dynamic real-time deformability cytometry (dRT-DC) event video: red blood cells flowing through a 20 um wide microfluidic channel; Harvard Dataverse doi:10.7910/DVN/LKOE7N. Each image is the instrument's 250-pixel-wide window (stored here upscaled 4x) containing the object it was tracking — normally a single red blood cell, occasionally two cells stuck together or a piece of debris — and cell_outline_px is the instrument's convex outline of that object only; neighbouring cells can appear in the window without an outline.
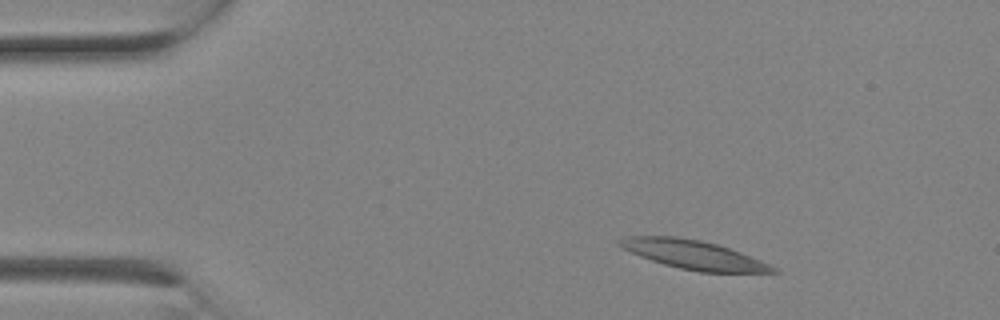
{"species": "Egyptian fruit bat (a non-hibernating species)", "species_latin": "Rousettus aegyptiacus", "temperature_condition": "room temperature", "stored_images_in_passage": 2, "camera_frame_rate_fps": 3000, "um_per_image_px": 0.085, "animal": {"sex": "female"}, "frame": {"image": 1, "passage_image": 1, "time_ms": 0.0, "image_size_px": [1000, 320], "cell_outline_px": [[780, 272], [700, 272], [680, 268], [664, 264], [640, 256], [616, 244], [616, 240], [624, 236], [676, 236], [700, 240], [716, 244], [740, 252], [760, 260], [776, 268]], "centroid_in_image_um": [58.9, 21.64], "position_along_channel_um": 26.1, "area_um2": 25.43}}